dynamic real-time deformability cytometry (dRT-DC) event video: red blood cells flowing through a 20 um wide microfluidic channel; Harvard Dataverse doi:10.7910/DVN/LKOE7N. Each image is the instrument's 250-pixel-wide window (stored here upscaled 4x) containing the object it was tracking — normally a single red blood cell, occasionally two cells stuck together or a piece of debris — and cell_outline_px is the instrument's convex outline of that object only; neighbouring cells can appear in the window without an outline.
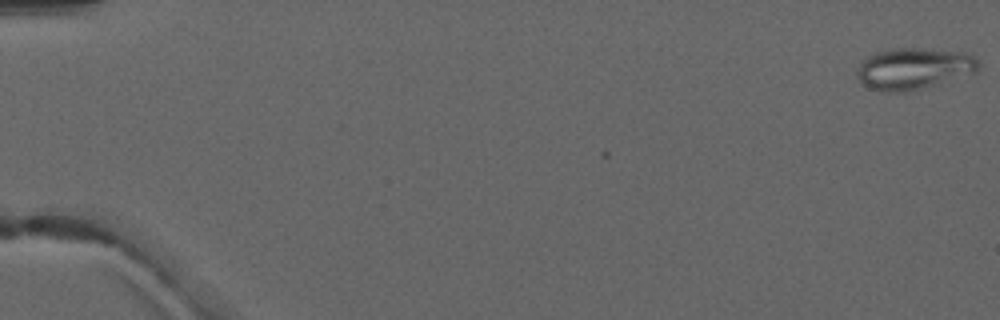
{"species": "common noctule bat (a hibernating species)", "species_latin": "Nyctalus noctula", "temperature_condition": "warm", "stored_images_in_passage": 5, "camera_frame_rate_fps": 3000, "um_per_image_px": 0.085, "animal": {"sex": "male", "forearm_length_mm": 52.5}, "frame": {"image": 1, "passage_image": 1, "time_ms": 0.0, "image_size_px": [1000, 320], "cell_outline_px": [[980, 68], [976, 72], [920, 88], [904, 92], [884, 92], [872, 88], [864, 84], [856, 76], [856, 72], [860, 64], [868, 56], [876, 52], [896, 48], [912, 48], [964, 52], [972, 56], [980, 64]], "centroid_in_image_um": [77.65, 5.82], "position_along_channel_um": 7.4, "area_um2": 28.78}}